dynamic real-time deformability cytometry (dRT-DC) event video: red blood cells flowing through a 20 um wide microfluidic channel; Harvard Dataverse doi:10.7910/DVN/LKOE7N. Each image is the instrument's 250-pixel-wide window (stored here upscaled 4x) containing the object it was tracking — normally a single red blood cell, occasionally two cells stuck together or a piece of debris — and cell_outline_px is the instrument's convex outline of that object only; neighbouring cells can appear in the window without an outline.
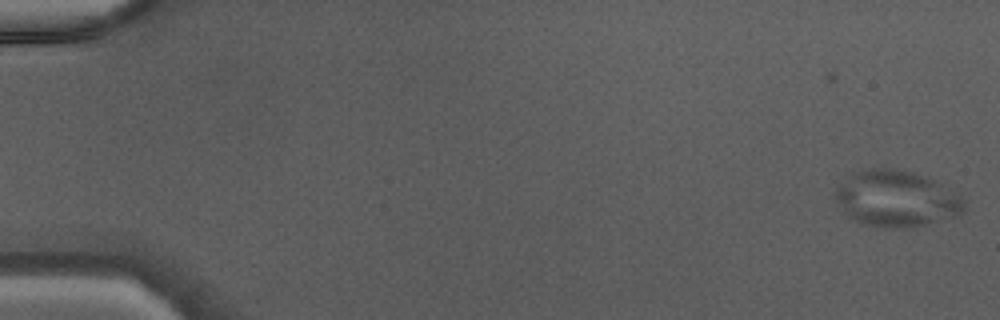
{"species": "Egyptian fruit bat (a non-hibernating species)", "species_latin": "Rousettus aegyptiacus", "temperature_condition": "warm", "stored_images_in_passage": 46, "camera_frame_rate_fps": 3000, "um_per_image_px": 0.085, "animal": {"sex": "male"}, "frame": {"image": 1, "passage_image": 1, "time_ms": 0.0, "image_size_px": [1000, 320], "cell_outline_px": [[964, 212], [956, 216], [916, 228], [884, 228], [868, 224], [856, 220], [848, 216], [844, 212], [836, 200], [836, 188], [848, 176], [856, 172], [880, 168], [892, 168], [912, 172], [932, 180], [960, 196], [964, 200]], "centroid_in_image_um": [76.2, 16.92], "position_along_channel_um": 8.8, "area_um2": 41.67}}
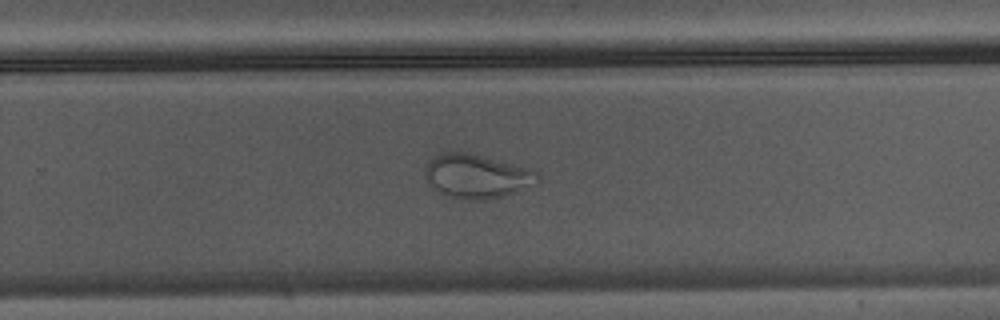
{"frame": {"image": 2, "passage_image": 31, "time_ms": 10.0, "image_size_px": [1000, 320], "cell_outline_px": [[540, 184], [500, 196], [484, 200], [468, 200], [444, 196], [436, 192], [428, 184], [424, 176], [424, 168], [428, 160], [436, 152], [468, 152], [532, 168], [540, 176]], "centroid_in_image_um": [40.49, 14.97], "position_along_channel_um": 289.3, "area_um2": 29.71}}
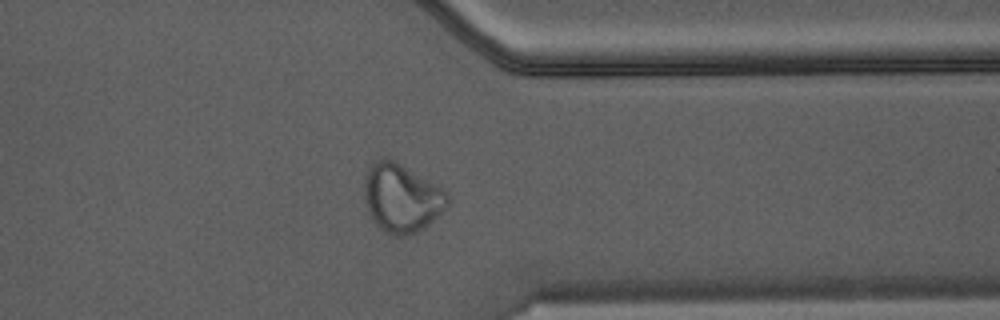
{"frame": {"image": 3, "passage_image": 37, "time_ms": 12.0, "image_size_px": [1000, 320], "cell_outline_px": [[452, 200], [424, 228], [416, 232], [404, 236], [396, 236], [380, 228], [376, 224], [368, 212], [364, 196], [364, 176], [368, 168], [380, 156], [388, 156], [396, 160], [448, 192]], "centroid_in_image_um": [34.12, 16.78], "position_along_channel_um": 377.3, "area_um2": 33.41}}